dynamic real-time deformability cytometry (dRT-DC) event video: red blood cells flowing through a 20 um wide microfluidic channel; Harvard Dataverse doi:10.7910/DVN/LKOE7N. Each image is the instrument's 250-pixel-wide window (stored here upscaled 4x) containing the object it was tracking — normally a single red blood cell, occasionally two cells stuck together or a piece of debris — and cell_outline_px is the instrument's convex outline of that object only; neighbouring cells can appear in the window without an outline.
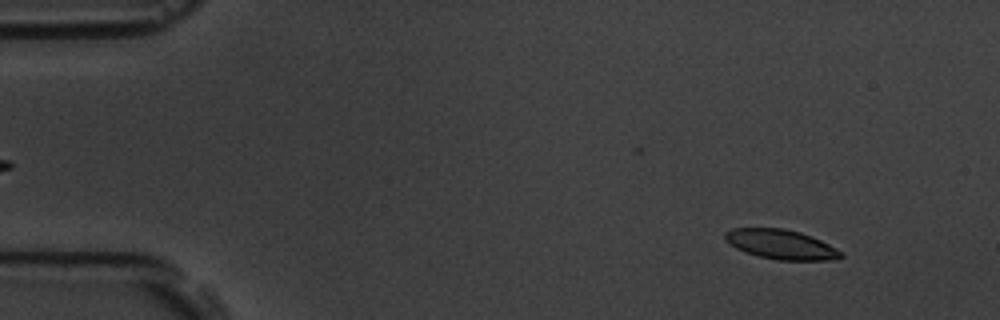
{"species": "common noctule bat (a hibernating species)", "species_latin": "Nyctalus noctula", "temperature_condition": "room temperature", "stored_images_in_passage": 4, "camera_frame_rate_fps": 3000, "um_per_image_px": 0.085, "animal": {"sex": "male", "body_mass_g": 19.5, "forearm_length_mm": 54.6}, "frame": {"image": 1, "passage_image": 1, "time_ms": 0.0, "image_size_px": [1000, 320], "cell_outline_px": [[844, 256], [828, 260], [776, 260], [744, 252], [736, 248], [724, 240], [724, 232], [732, 228], [780, 228], [800, 232], [820, 240], [844, 252]], "centroid_in_image_um": [66.36, 20.77], "position_along_channel_um": 18.6, "area_um2": 19.94}}
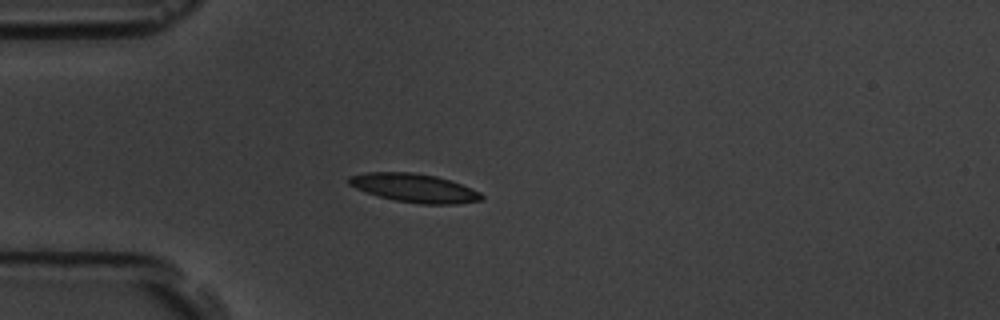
{"frame": {"image": 2, "passage_image": 4, "time_ms": 3.333, "image_size_px": [1000, 320], "cell_outline_px": [[484, 196], [480, 200], [456, 204], [420, 204], [396, 200], [380, 196], [356, 188], [348, 184], [348, 176], [368, 172], [412, 172], [436, 176], [460, 184], [480, 192]], "centroid_in_image_um": [35.21, 15.97], "position_along_channel_um": 49.8, "area_um2": 21.79}}